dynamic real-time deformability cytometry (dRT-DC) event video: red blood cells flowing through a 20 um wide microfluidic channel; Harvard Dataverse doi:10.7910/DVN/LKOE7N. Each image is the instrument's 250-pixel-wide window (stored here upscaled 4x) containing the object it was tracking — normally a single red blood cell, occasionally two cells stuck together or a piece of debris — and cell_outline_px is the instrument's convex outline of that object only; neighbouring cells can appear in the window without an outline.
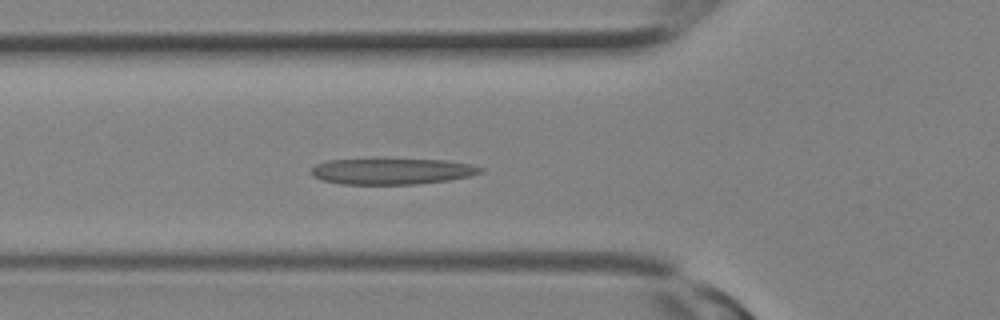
{"species": "Egyptian fruit bat (a non-hibernating species)", "species_latin": "Rousettus aegyptiacus", "temperature_condition": "room temperature", "stored_images_in_passage": 12, "camera_frame_rate_fps": 3000, "um_per_image_px": 0.085, "animal": {"sex": "female"}, "frame": {"image": 1, "passage_image": 10, "time_ms": 3.0, "image_size_px": [1000, 320], "cell_outline_px": [[484, 172], [468, 176], [448, 180], [416, 184], [340, 184], [324, 180], [312, 176], [312, 168], [316, 164], [328, 160], [444, 160], [468, 164], [484, 168]], "centroid_in_image_um": [33.32, 14.57], "position_along_channel_um": 92.5, "area_um2": 25.2}}
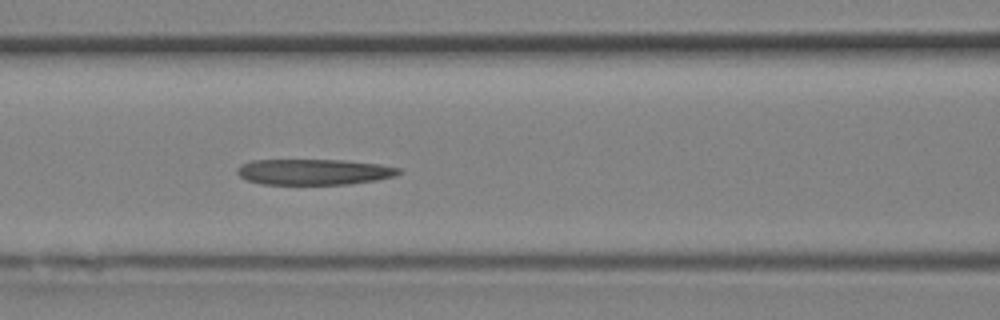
{"frame": {"image": 2, "passage_image": 12, "time_ms": 3.667, "image_size_px": [1000, 320], "cell_outline_px": [[404, 172], [396, 176], [376, 180], [348, 184], [260, 184], [248, 180], [240, 176], [236, 172], [236, 168], [240, 164], [252, 160], [344, 160], [380, 164], [400, 168]], "centroid_in_image_um": [26.7, 14.6], "position_along_channel_um": 139.9, "area_um2": 24.45}}